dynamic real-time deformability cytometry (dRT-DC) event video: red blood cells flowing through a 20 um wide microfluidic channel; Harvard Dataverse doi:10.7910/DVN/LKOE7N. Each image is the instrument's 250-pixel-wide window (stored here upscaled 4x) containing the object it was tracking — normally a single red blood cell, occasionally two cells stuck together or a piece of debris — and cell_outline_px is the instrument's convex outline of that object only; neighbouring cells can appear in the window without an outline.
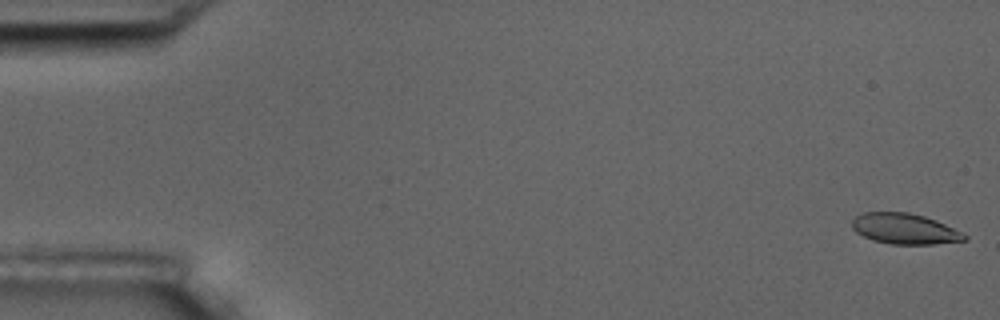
{"species": "common noctule bat (a hibernating species)", "species_latin": "Nyctalus noctula", "temperature_condition": "room temperature", "stored_images_in_passage": 56, "camera_frame_rate_fps": 3000, "um_per_image_px": 0.085, "animal": {"sex": "male", "body_mass_g": 17.5, "forearm_length_mm": 52.3}, "frame": {"image": 1, "passage_image": 1, "time_ms": 0.0, "image_size_px": [1000, 320], "cell_outline_px": [[968, 240], [932, 244], [892, 244], [872, 240], [856, 232], [852, 228], [852, 220], [856, 216], [864, 212], [908, 212], [924, 216], [936, 220], [968, 236]], "centroid_in_image_um": [76.88, 19.44], "position_along_channel_um": 8.1, "area_um2": 19.94}}
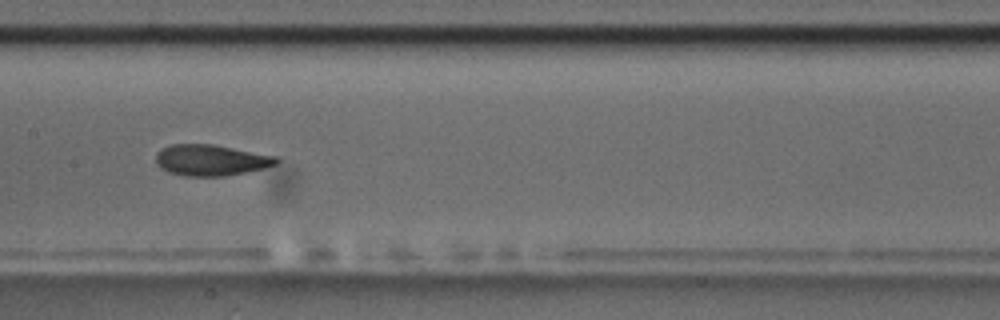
{"frame": {"image": 2, "passage_image": 28, "time_ms": 9.0, "image_size_px": [1000, 320], "cell_outline_px": [[280, 160], [276, 164], [264, 168], [224, 176], [184, 176], [168, 172], [160, 168], [156, 164], [156, 152], [160, 148], [172, 144], [212, 144], [276, 156]], "centroid_in_image_um": [17.88, 13.61], "position_along_channel_um": 189.5, "area_um2": 21.85}}
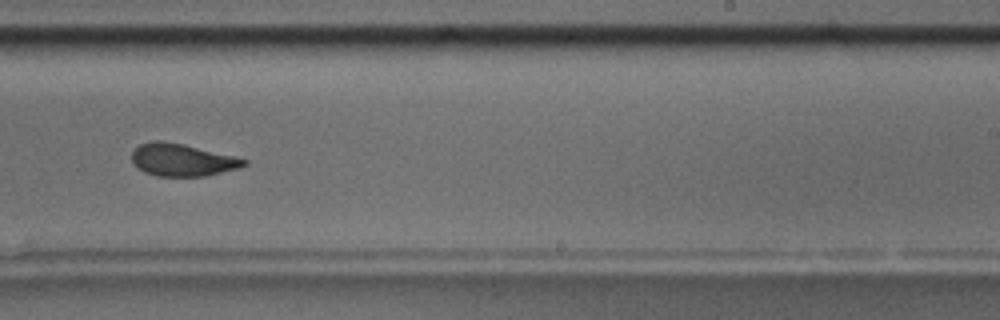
{"frame": {"image": 3, "passage_image": 35, "time_ms": 11.333, "image_size_px": [1000, 320], "cell_outline_px": [[248, 164], [240, 168], [204, 176], [156, 176], [144, 172], [132, 160], [132, 152], [140, 144], [152, 140], [160, 140], [184, 144], [248, 160]], "centroid_in_image_um": [15.49, 13.59], "position_along_channel_um": 273.5, "area_um2": 20.98}, "authors_computed_cell_mechanics": {"area_um2": 21.675, "velocity_mm_per_s": 3.6094, "shape_relaxation_time_tau1_ms": 5.4558, "shape_relaxation_time_tau2_ms": 1.5668, "deformation_change_tau1": 0.1492, "deformation_change_tau2": 0.0673}}